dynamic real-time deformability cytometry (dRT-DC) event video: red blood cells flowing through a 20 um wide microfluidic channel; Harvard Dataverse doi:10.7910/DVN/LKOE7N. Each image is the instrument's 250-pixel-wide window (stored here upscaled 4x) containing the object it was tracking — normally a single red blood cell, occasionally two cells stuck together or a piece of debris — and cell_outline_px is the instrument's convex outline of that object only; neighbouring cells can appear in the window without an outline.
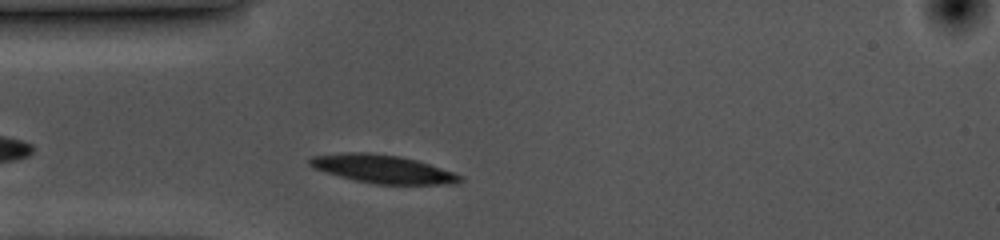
{"species": "common noctule bat (a hibernating species)", "species_latin": "Nyctalus noctula", "temperature_condition": "cold", "stored_images_in_passage": 33, "camera_frame_rate_fps": 3000, "um_per_image_px": 0.085, "animal": {"sex": "female", "body_mass_g": 10.0, "forearm_length_mm": 53.1}, "frame": {"image": 1, "passage_image": 4, "time_ms": 1.0, "image_size_px": [1000, 240], "cell_outline_px": [[464, 180], [456, 184], [376, 184], [356, 180], [340, 176], [312, 168], [308, 164], [308, 160], [312, 156], [344, 152], [368, 152], [396, 156], [416, 160], [452, 172], [460, 176]], "centroid_in_image_um": [32.49, 14.36], "position_along_channel_um": 52.5, "area_um2": 24.45}}
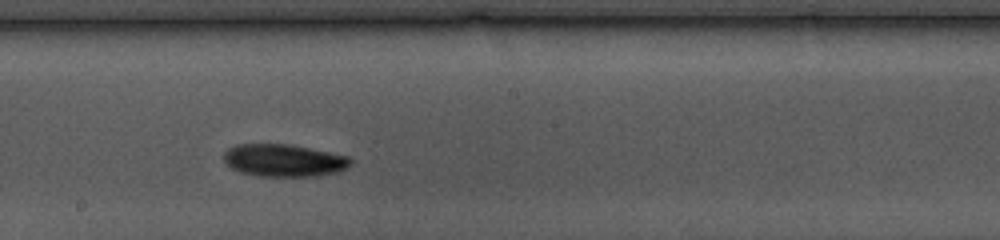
{"frame": {"image": 2, "passage_image": 19, "time_ms": 6.0, "image_size_px": [1000, 240], "cell_outline_px": [[352, 164], [348, 168], [340, 172], [320, 176], [260, 176], [240, 172], [232, 168], [224, 160], [224, 152], [228, 148], [236, 144], [288, 144], [348, 156], [352, 160]], "centroid_in_image_um": [24.16, 13.64], "position_along_channel_um": 224.0, "area_um2": 24.04}}
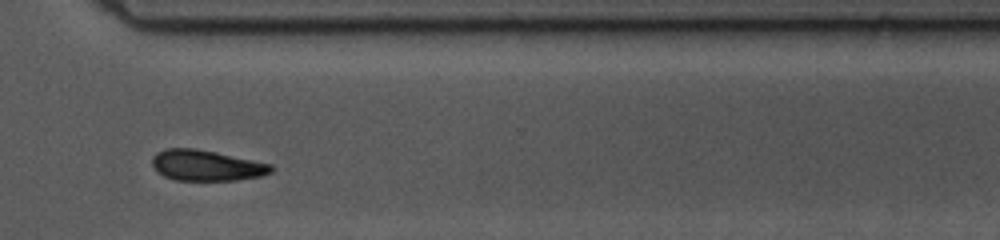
{"frame": {"image": 3, "passage_image": 30, "time_ms": 9.667, "image_size_px": [1000, 240], "cell_outline_px": [[272, 172], [260, 176], [236, 180], [176, 180], [164, 176], [152, 164], [152, 156], [156, 152], [164, 148], [196, 148], [216, 152], [272, 164]], "centroid_in_image_um": [17.53, 14.05], "position_along_channel_um": 353.1, "area_um2": 21.21}, "authors_computed_cell_mechanics": {"area_um2": 23.9292, "velocity_mm_per_s": 3.5124, "shape_relaxation_time_tau1_ms": 3.3711, "shape_relaxation_time_tau2_ms": null, "deformation_change_tau1": 0.0933, "deformation_change_tau2": null}}